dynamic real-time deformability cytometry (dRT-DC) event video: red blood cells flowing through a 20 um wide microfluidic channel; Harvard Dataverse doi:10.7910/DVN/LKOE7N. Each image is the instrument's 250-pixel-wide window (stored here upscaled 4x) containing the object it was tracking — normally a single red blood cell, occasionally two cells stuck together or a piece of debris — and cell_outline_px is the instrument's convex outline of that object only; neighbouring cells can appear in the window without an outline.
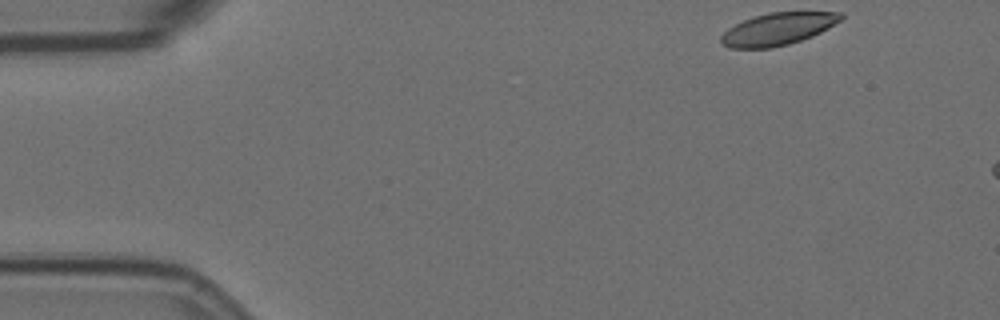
{"species": "Egyptian fruit bat (a non-hibernating species)", "species_latin": "Rousettus aegyptiacus", "temperature_condition": "room temperature", "stored_images_in_passage": 7, "camera_frame_rate_fps": 3000, "um_per_image_px": 0.085, "animal": {"sex": "female"}, "frame": {"image": 1, "passage_image": 1, "time_ms": 0.0, "image_size_px": [1000, 320], "cell_outline_px": [[844, 16], [840, 20], [828, 28], [812, 36], [788, 44], [772, 48], [728, 48], [720, 44], [720, 36], [728, 28], [744, 20], [768, 12], [844, 12]], "centroid_in_image_um": [66.09, 2.47], "position_along_channel_um": 18.9, "area_um2": 22.48}}